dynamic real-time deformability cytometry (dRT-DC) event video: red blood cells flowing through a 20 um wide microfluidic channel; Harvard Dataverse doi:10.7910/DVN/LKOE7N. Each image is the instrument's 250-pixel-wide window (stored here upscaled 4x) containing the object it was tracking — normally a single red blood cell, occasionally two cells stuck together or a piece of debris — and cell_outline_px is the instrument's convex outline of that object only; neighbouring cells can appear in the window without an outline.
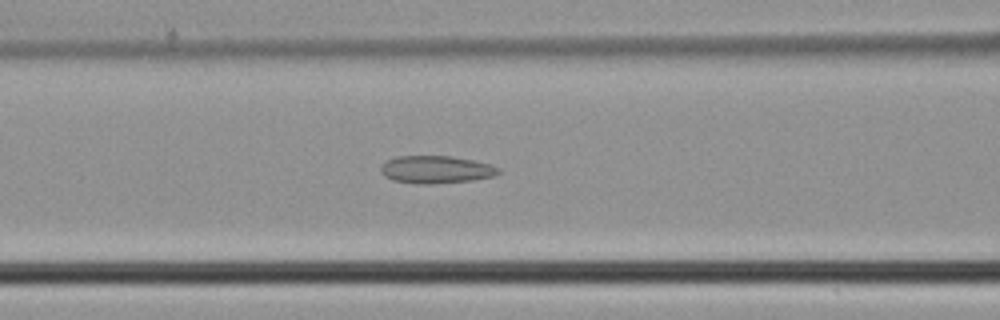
{"species": "common noctule bat (a hibernating species)", "species_latin": "Nyctalus noctula", "temperature_condition": "cold", "stored_images_in_passage": 47, "camera_frame_rate_fps": 3000, "um_per_image_px": 0.085, "animal": {"sex": "male", "body_mass_g": 21.5, "forearm_length_mm": 52.0}, "frame": {"image": 1, "passage_image": 20, "time_ms": 6.333, "image_size_px": [1000, 320], "cell_outline_px": [[500, 172], [492, 176], [472, 180], [432, 184], [416, 184], [392, 180], [384, 176], [380, 172], [380, 168], [388, 160], [396, 156], [452, 156], [472, 160], [488, 164], [500, 168]], "centroid_in_image_um": [37.03, 14.41], "position_along_channel_um": 129.6, "area_um2": 18.84}}
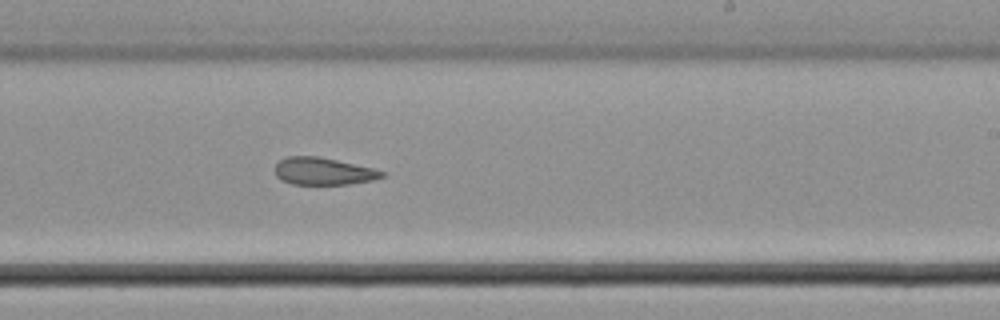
{"frame": {"image": 2, "passage_image": 29, "time_ms": 9.333, "image_size_px": [1000, 320], "cell_outline_px": [[388, 176], [376, 180], [348, 184], [292, 184], [280, 180], [276, 176], [276, 164], [280, 160], [288, 156], [316, 156], [336, 160], [372, 168], [384, 172]], "centroid_in_image_um": [27.5, 14.57], "position_along_channel_um": 261.5, "area_um2": 16.99}}
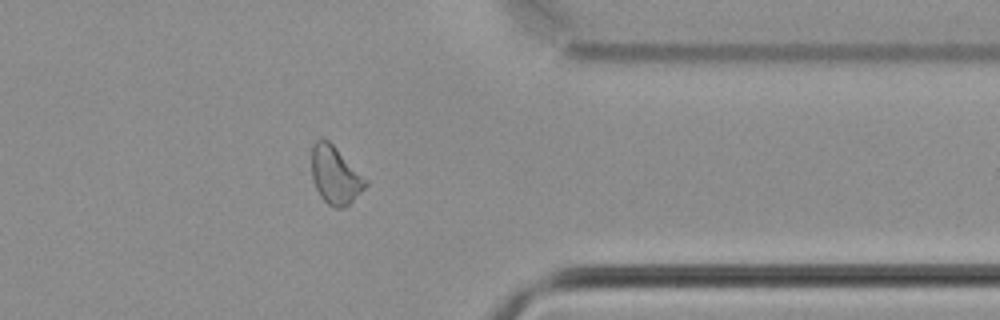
{"frame": {"image": 3, "passage_image": 38, "time_ms": 12.333, "image_size_px": [1000, 320], "cell_outline_px": [[368, 184], [344, 208], [336, 208], [328, 204], [320, 196], [316, 188], [312, 176], [312, 144], [320, 136], [328, 140], [368, 180]], "centroid_in_image_um": [28.48, 14.87], "position_along_channel_um": 382.9, "area_um2": 17.98}}